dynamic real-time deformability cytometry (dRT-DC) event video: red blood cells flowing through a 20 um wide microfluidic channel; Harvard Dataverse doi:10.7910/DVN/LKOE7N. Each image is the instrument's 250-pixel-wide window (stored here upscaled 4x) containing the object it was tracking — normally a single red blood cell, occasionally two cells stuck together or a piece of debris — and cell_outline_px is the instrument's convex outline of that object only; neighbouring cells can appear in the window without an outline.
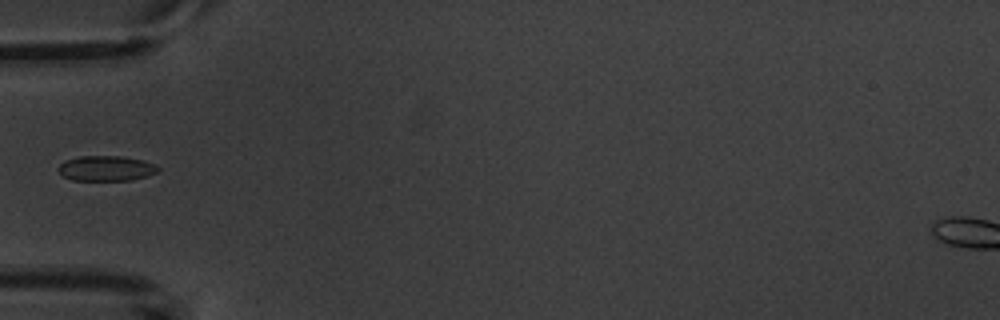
{"species": "common noctule bat (a hibernating species)", "species_latin": "Nyctalus noctula", "temperature_condition": "warm", "stored_images_in_passage": 4, "camera_frame_rate_fps": 3000, "um_per_image_px": 0.085, "animal": {"sex": "male", "body_mass_g": 20.1, "forearm_length_mm": 53.5}, "frame": {"image": 1, "passage_image": 3, "time_ms": 4.0, "image_size_px": [1000, 320], "cell_outline_px": [[160, 168], [156, 172], [148, 176], [132, 180], [72, 180], [64, 176], [56, 168], [64, 160], [80, 156], [124, 156], [144, 160]], "centroid_in_image_um": [9.01, 14.3], "position_along_channel_um": 76.0, "area_um2": 14.68}}